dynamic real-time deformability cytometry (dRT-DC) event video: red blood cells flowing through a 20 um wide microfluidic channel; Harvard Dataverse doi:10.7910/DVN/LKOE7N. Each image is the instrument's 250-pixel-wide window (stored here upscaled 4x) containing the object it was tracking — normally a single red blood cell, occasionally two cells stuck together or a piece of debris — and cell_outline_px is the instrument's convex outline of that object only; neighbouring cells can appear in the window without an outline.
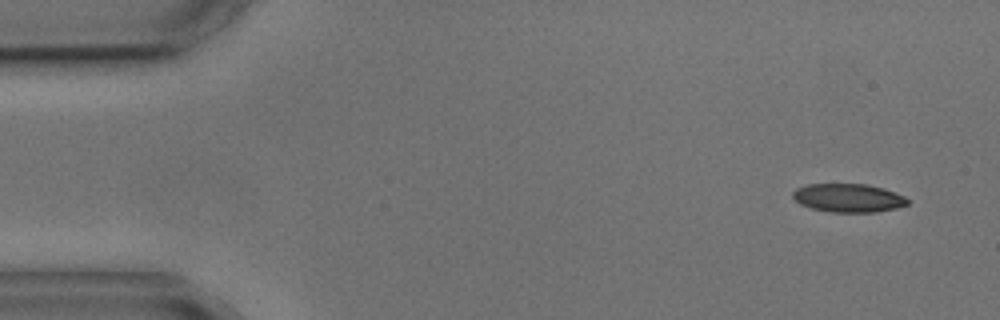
{"species": "common noctule bat (a hibernating species)", "species_latin": "Nyctalus noctula", "temperature_condition": "cold", "stored_images_in_passage": 4, "camera_frame_rate_fps": 3000, "um_per_image_px": 0.085, "animal": {"sex": "male", "body_mass_g": 17.9, "forearm_length_mm": 54.2}, "frame": {"image": 1, "passage_image": 1, "time_ms": 0.0, "image_size_px": [1000, 320], "cell_outline_px": [[908, 204], [896, 208], [876, 212], [828, 212], [812, 208], [800, 204], [792, 196], [792, 192], [796, 188], [808, 184], [864, 184], [884, 188], [904, 196], [908, 200]], "centroid_in_image_um": [72.09, 16.82], "position_along_channel_um": 12.9, "area_um2": 19.02}}
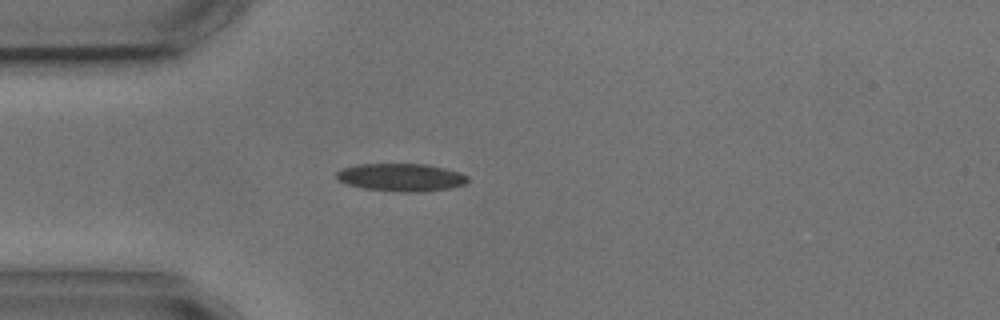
{"frame": {"image": 2, "passage_image": 4, "time_ms": 3.667, "image_size_px": [1000, 320], "cell_outline_px": [[468, 180], [464, 184], [448, 188], [420, 192], [396, 192], [364, 188], [348, 184], [340, 180], [336, 176], [336, 172], [344, 168], [356, 164], [428, 164], [460, 172], [468, 176]], "centroid_in_image_um": [34.11, 15.07], "position_along_channel_um": 50.9, "area_um2": 21.15}}